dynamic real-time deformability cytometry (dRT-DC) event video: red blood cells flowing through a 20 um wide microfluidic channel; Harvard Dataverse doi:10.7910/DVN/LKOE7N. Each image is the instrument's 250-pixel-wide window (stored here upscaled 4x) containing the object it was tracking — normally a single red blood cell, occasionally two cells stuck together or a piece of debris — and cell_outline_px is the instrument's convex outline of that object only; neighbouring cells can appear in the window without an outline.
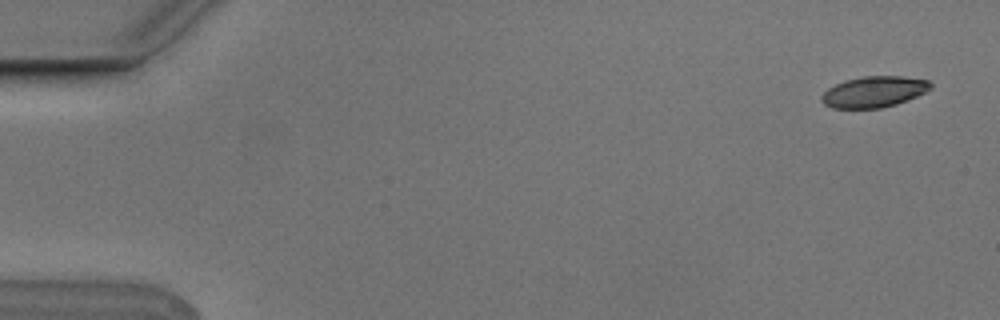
{"species": "Egyptian fruit bat (a non-hibernating species)", "species_latin": "Rousettus aegyptiacus", "temperature_condition": "cold", "stored_images_in_passage": 4, "camera_frame_rate_fps": 3000, "um_per_image_px": 0.085, "animal": {"sex": "male"}, "frame": {"image": 1, "passage_image": 1, "time_ms": 0.0, "image_size_px": [1000, 320], "cell_outline_px": [[932, 88], [916, 96], [896, 104], [880, 108], [832, 108], [824, 104], [820, 100], [820, 96], [828, 88], [844, 80], [864, 76], [904, 76], [928, 80], [932, 84]], "centroid_in_image_um": [74.26, 7.8], "position_along_channel_um": 10.7, "area_um2": 19.71}}
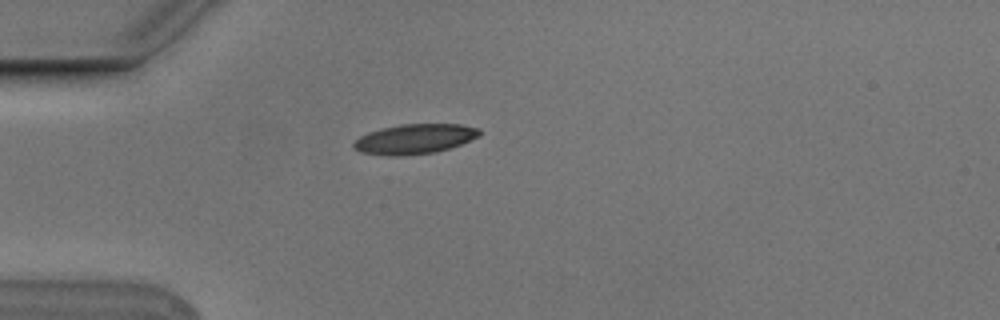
{"frame": {"image": 2, "passage_image": 4, "time_ms": 1.0, "image_size_px": [1000, 320], "cell_outline_px": [[480, 136], [460, 144], [436, 152], [404, 156], [388, 156], [360, 152], [352, 148], [352, 144], [360, 136], [368, 132], [380, 128], [400, 124], [460, 124], [480, 128]], "centroid_in_image_um": [35.21, 11.81], "position_along_channel_um": 49.8, "area_um2": 22.08}}